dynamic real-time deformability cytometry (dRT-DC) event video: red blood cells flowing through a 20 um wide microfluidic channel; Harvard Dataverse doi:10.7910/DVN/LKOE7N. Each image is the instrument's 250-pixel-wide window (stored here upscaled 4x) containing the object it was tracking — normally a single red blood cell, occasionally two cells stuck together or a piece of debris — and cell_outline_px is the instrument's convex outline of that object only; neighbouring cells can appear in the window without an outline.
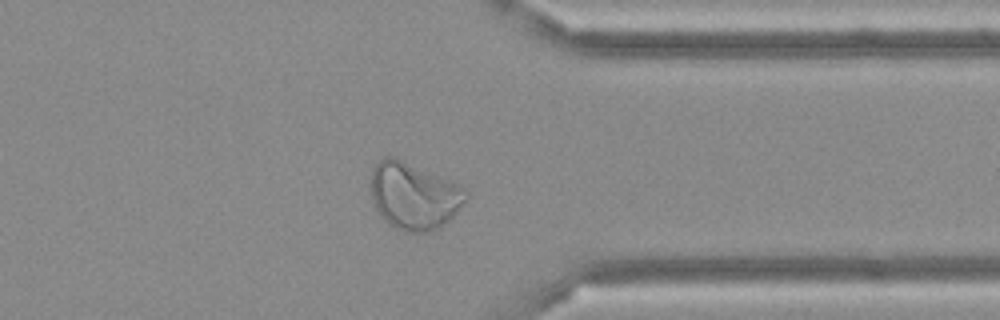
{"species": "Egyptian fruit bat (a non-hibernating species)", "species_latin": "Rousettus aegyptiacus", "temperature_condition": "cold", "stored_images_in_passage": 50, "camera_frame_rate_fps": 3000, "um_per_image_px": 0.085, "frame": {"image": 1, "passage_image": 39, "time_ms": 12.667, "image_size_px": [1000, 320], "cell_outline_px": [[468, 196], [460, 208], [440, 228], [424, 232], [404, 232], [388, 224], [384, 220], [376, 208], [372, 200], [368, 184], [372, 168], [384, 156], [392, 156], [452, 180], [460, 184], [468, 192]], "centroid_in_image_um": [35.15, 16.63], "position_along_channel_um": 376.2, "area_um2": 37.51}}
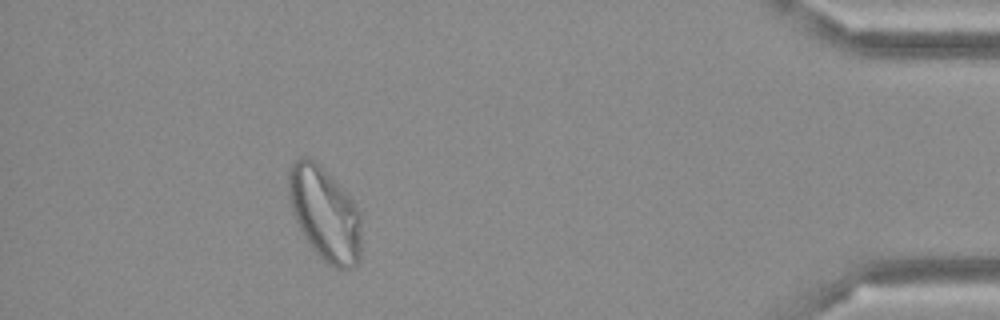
{"frame": {"image": 2, "passage_image": 45, "time_ms": 14.667, "image_size_px": [1000, 320], "cell_outline_px": [[360, 256], [356, 264], [352, 268], [336, 268], [328, 264], [312, 248], [304, 236], [296, 220], [288, 196], [288, 172], [292, 164], [300, 156], [308, 156], [352, 200], [360, 212]], "centroid_in_image_um": [27.59, 18.2], "position_along_channel_um": 407.6, "area_um2": 38.73}}